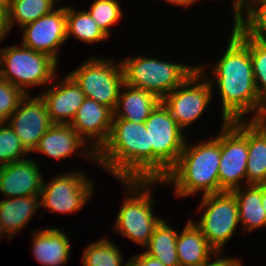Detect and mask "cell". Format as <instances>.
Masks as SVG:
<instances>
[{
  "instance_id": "obj_1",
  "label": "cell",
  "mask_w": 266,
  "mask_h": 266,
  "mask_svg": "<svg viewBox=\"0 0 266 266\" xmlns=\"http://www.w3.org/2000/svg\"><path fill=\"white\" fill-rule=\"evenodd\" d=\"M212 71L222 99V121L244 120L252 111L256 114L253 120H261L266 104L255 85L250 37L233 27L228 47Z\"/></svg>"
},
{
  "instance_id": "obj_2",
  "label": "cell",
  "mask_w": 266,
  "mask_h": 266,
  "mask_svg": "<svg viewBox=\"0 0 266 266\" xmlns=\"http://www.w3.org/2000/svg\"><path fill=\"white\" fill-rule=\"evenodd\" d=\"M96 162L118 180H149V138L145 122L113 119Z\"/></svg>"
},
{
  "instance_id": "obj_3",
  "label": "cell",
  "mask_w": 266,
  "mask_h": 266,
  "mask_svg": "<svg viewBox=\"0 0 266 266\" xmlns=\"http://www.w3.org/2000/svg\"><path fill=\"white\" fill-rule=\"evenodd\" d=\"M220 133L191 147L185 141L176 165L162 179L175 185V194L186 197L203 191V196L219 193Z\"/></svg>"
},
{
  "instance_id": "obj_4",
  "label": "cell",
  "mask_w": 266,
  "mask_h": 266,
  "mask_svg": "<svg viewBox=\"0 0 266 266\" xmlns=\"http://www.w3.org/2000/svg\"><path fill=\"white\" fill-rule=\"evenodd\" d=\"M145 125L149 138V180H162L178 162L186 138L162 102Z\"/></svg>"
},
{
  "instance_id": "obj_5",
  "label": "cell",
  "mask_w": 266,
  "mask_h": 266,
  "mask_svg": "<svg viewBox=\"0 0 266 266\" xmlns=\"http://www.w3.org/2000/svg\"><path fill=\"white\" fill-rule=\"evenodd\" d=\"M124 82L132 87L149 91L160 99L181 85L198 66H188L138 56L121 62Z\"/></svg>"
},
{
  "instance_id": "obj_6",
  "label": "cell",
  "mask_w": 266,
  "mask_h": 266,
  "mask_svg": "<svg viewBox=\"0 0 266 266\" xmlns=\"http://www.w3.org/2000/svg\"><path fill=\"white\" fill-rule=\"evenodd\" d=\"M121 181L128 187L131 195L125 198L116 219L115 229L135 243L145 247L156 226L162 220L153 214L151 205L156 202L150 198L149 188L152 184H162L164 181L136 179Z\"/></svg>"
},
{
  "instance_id": "obj_7",
  "label": "cell",
  "mask_w": 266,
  "mask_h": 266,
  "mask_svg": "<svg viewBox=\"0 0 266 266\" xmlns=\"http://www.w3.org/2000/svg\"><path fill=\"white\" fill-rule=\"evenodd\" d=\"M57 62L49 55L22 45L0 50V78L9 81L25 95L27 87L48 84L54 79Z\"/></svg>"
},
{
  "instance_id": "obj_8",
  "label": "cell",
  "mask_w": 266,
  "mask_h": 266,
  "mask_svg": "<svg viewBox=\"0 0 266 266\" xmlns=\"http://www.w3.org/2000/svg\"><path fill=\"white\" fill-rule=\"evenodd\" d=\"M68 74L87 98L115 110L121 87L125 83L121 62L116 65L113 60L93 57Z\"/></svg>"
},
{
  "instance_id": "obj_9",
  "label": "cell",
  "mask_w": 266,
  "mask_h": 266,
  "mask_svg": "<svg viewBox=\"0 0 266 266\" xmlns=\"http://www.w3.org/2000/svg\"><path fill=\"white\" fill-rule=\"evenodd\" d=\"M220 132L219 192L241 187L246 179L248 160V122H222Z\"/></svg>"
},
{
  "instance_id": "obj_10",
  "label": "cell",
  "mask_w": 266,
  "mask_h": 266,
  "mask_svg": "<svg viewBox=\"0 0 266 266\" xmlns=\"http://www.w3.org/2000/svg\"><path fill=\"white\" fill-rule=\"evenodd\" d=\"M204 209L199 222L194 224L208 243L221 251L240 223L236 196L232 191L204 195L199 210Z\"/></svg>"
},
{
  "instance_id": "obj_11",
  "label": "cell",
  "mask_w": 266,
  "mask_h": 266,
  "mask_svg": "<svg viewBox=\"0 0 266 266\" xmlns=\"http://www.w3.org/2000/svg\"><path fill=\"white\" fill-rule=\"evenodd\" d=\"M202 69L203 66H198V69L181 85L161 99L182 130L200 118L214 94L213 80L210 78L204 80L207 75L203 74Z\"/></svg>"
},
{
  "instance_id": "obj_12",
  "label": "cell",
  "mask_w": 266,
  "mask_h": 266,
  "mask_svg": "<svg viewBox=\"0 0 266 266\" xmlns=\"http://www.w3.org/2000/svg\"><path fill=\"white\" fill-rule=\"evenodd\" d=\"M85 177L79 172H69L63 175L60 173L48 184L43 181L40 193L41 206L63 214L81 210L94 190V184Z\"/></svg>"
},
{
  "instance_id": "obj_13",
  "label": "cell",
  "mask_w": 266,
  "mask_h": 266,
  "mask_svg": "<svg viewBox=\"0 0 266 266\" xmlns=\"http://www.w3.org/2000/svg\"><path fill=\"white\" fill-rule=\"evenodd\" d=\"M21 29H23L21 45L49 55L58 62V47L67 40L66 6L53 9Z\"/></svg>"
},
{
  "instance_id": "obj_14",
  "label": "cell",
  "mask_w": 266,
  "mask_h": 266,
  "mask_svg": "<svg viewBox=\"0 0 266 266\" xmlns=\"http://www.w3.org/2000/svg\"><path fill=\"white\" fill-rule=\"evenodd\" d=\"M113 117L114 111L111 108L93 99L87 97L84 99L70 123V126L84 141L88 139L93 143L91 149H87L86 152L83 150L80 152L81 155H87L91 160L96 161V153L109 137Z\"/></svg>"
},
{
  "instance_id": "obj_15",
  "label": "cell",
  "mask_w": 266,
  "mask_h": 266,
  "mask_svg": "<svg viewBox=\"0 0 266 266\" xmlns=\"http://www.w3.org/2000/svg\"><path fill=\"white\" fill-rule=\"evenodd\" d=\"M29 96L26 95L19 102L17 109L8 118V125L18 136L24 148L32 152L40 138L54 123L41 97L29 98Z\"/></svg>"
},
{
  "instance_id": "obj_16",
  "label": "cell",
  "mask_w": 266,
  "mask_h": 266,
  "mask_svg": "<svg viewBox=\"0 0 266 266\" xmlns=\"http://www.w3.org/2000/svg\"><path fill=\"white\" fill-rule=\"evenodd\" d=\"M38 166L29 158L0 166V193L9 198L40 195L43 177Z\"/></svg>"
},
{
  "instance_id": "obj_17",
  "label": "cell",
  "mask_w": 266,
  "mask_h": 266,
  "mask_svg": "<svg viewBox=\"0 0 266 266\" xmlns=\"http://www.w3.org/2000/svg\"><path fill=\"white\" fill-rule=\"evenodd\" d=\"M53 123L70 124L86 98L76 81L69 75L40 95Z\"/></svg>"
},
{
  "instance_id": "obj_18",
  "label": "cell",
  "mask_w": 266,
  "mask_h": 266,
  "mask_svg": "<svg viewBox=\"0 0 266 266\" xmlns=\"http://www.w3.org/2000/svg\"><path fill=\"white\" fill-rule=\"evenodd\" d=\"M122 88L125 91L120 90L113 119H126L135 123L145 122L161 102L158 96L149 91L129 86L126 83Z\"/></svg>"
},
{
  "instance_id": "obj_19",
  "label": "cell",
  "mask_w": 266,
  "mask_h": 266,
  "mask_svg": "<svg viewBox=\"0 0 266 266\" xmlns=\"http://www.w3.org/2000/svg\"><path fill=\"white\" fill-rule=\"evenodd\" d=\"M33 254L37 261L46 266H62L69 260V238L58 228H46L34 232Z\"/></svg>"
},
{
  "instance_id": "obj_20",
  "label": "cell",
  "mask_w": 266,
  "mask_h": 266,
  "mask_svg": "<svg viewBox=\"0 0 266 266\" xmlns=\"http://www.w3.org/2000/svg\"><path fill=\"white\" fill-rule=\"evenodd\" d=\"M176 250L180 266H201L209 260L210 254L219 257L221 253L208 243L201 230L191 220L182 233L177 235Z\"/></svg>"
},
{
  "instance_id": "obj_21",
  "label": "cell",
  "mask_w": 266,
  "mask_h": 266,
  "mask_svg": "<svg viewBox=\"0 0 266 266\" xmlns=\"http://www.w3.org/2000/svg\"><path fill=\"white\" fill-rule=\"evenodd\" d=\"M41 207L40 195L7 198L0 201V232L11 238ZM5 233V234H4Z\"/></svg>"
},
{
  "instance_id": "obj_22",
  "label": "cell",
  "mask_w": 266,
  "mask_h": 266,
  "mask_svg": "<svg viewBox=\"0 0 266 266\" xmlns=\"http://www.w3.org/2000/svg\"><path fill=\"white\" fill-rule=\"evenodd\" d=\"M246 184H266V124L262 120L248 122V160Z\"/></svg>"
},
{
  "instance_id": "obj_23",
  "label": "cell",
  "mask_w": 266,
  "mask_h": 266,
  "mask_svg": "<svg viewBox=\"0 0 266 266\" xmlns=\"http://www.w3.org/2000/svg\"><path fill=\"white\" fill-rule=\"evenodd\" d=\"M84 141L70 124L54 123L40 138L33 151L44 153L54 159L67 158L83 146Z\"/></svg>"
},
{
  "instance_id": "obj_24",
  "label": "cell",
  "mask_w": 266,
  "mask_h": 266,
  "mask_svg": "<svg viewBox=\"0 0 266 266\" xmlns=\"http://www.w3.org/2000/svg\"><path fill=\"white\" fill-rule=\"evenodd\" d=\"M241 187L232 190L238 204L239 222L246 231L266 226V211L262 207V184H247L246 191Z\"/></svg>"
},
{
  "instance_id": "obj_25",
  "label": "cell",
  "mask_w": 266,
  "mask_h": 266,
  "mask_svg": "<svg viewBox=\"0 0 266 266\" xmlns=\"http://www.w3.org/2000/svg\"><path fill=\"white\" fill-rule=\"evenodd\" d=\"M57 0H6V25L7 31L18 23L24 25L34 22L40 17L50 13ZM60 0L57 2L59 3ZM16 21V22H15Z\"/></svg>"
},
{
  "instance_id": "obj_26",
  "label": "cell",
  "mask_w": 266,
  "mask_h": 266,
  "mask_svg": "<svg viewBox=\"0 0 266 266\" xmlns=\"http://www.w3.org/2000/svg\"><path fill=\"white\" fill-rule=\"evenodd\" d=\"M162 219L156 226L145 252L149 256L160 260L165 266H180L177 257V231Z\"/></svg>"
},
{
  "instance_id": "obj_27",
  "label": "cell",
  "mask_w": 266,
  "mask_h": 266,
  "mask_svg": "<svg viewBox=\"0 0 266 266\" xmlns=\"http://www.w3.org/2000/svg\"><path fill=\"white\" fill-rule=\"evenodd\" d=\"M66 19L67 39L72 35L83 42L92 44L108 38L86 10L78 12L74 8L67 6Z\"/></svg>"
},
{
  "instance_id": "obj_28",
  "label": "cell",
  "mask_w": 266,
  "mask_h": 266,
  "mask_svg": "<svg viewBox=\"0 0 266 266\" xmlns=\"http://www.w3.org/2000/svg\"><path fill=\"white\" fill-rule=\"evenodd\" d=\"M102 238L86 248L82 257L83 266H123L119 247Z\"/></svg>"
},
{
  "instance_id": "obj_29",
  "label": "cell",
  "mask_w": 266,
  "mask_h": 266,
  "mask_svg": "<svg viewBox=\"0 0 266 266\" xmlns=\"http://www.w3.org/2000/svg\"><path fill=\"white\" fill-rule=\"evenodd\" d=\"M245 16L241 17L233 27L242 36L266 39V2L256 3Z\"/></svg>"
},
{
  "instance_id": "obj_30",
  "label": "cell",
  "mask_w": 266,
  "mask_h": 266,
  "mask_svg": "<svg viewBox=\"0 0 266 266\" xmlns=\"http://www.w3.org/2000/svg\"><path fill=\"white\" fill-rule=\"evenodd\" d=\"M250 57L258 96L266 104V39L250 37Z\"/></svg>"
},
{
  "instance_id": "obj_31",
  "label": "cell",
  "mask_w": 266,
  "mask_h": 266,
  "mask_svg": "<svg viewBox=\"0 0 266 266\" xmlns=\"http://www.w3.org/2000/svg\"><path fill=\"white\" fill-rule=\"evenodd\" d=\"M86 11L108 38L110 27L123 16L119 0H95L90 10Z\"/></svg>"
},
{
  "instance_id": "obj_32",
  "label": "cell",
  "mask_w": 266,
  "mask_h": 266,
  "mask_svg": "<svg viewBox=\"0 0 266 266\" xmlns=\"http://www.w3.org/2000/svg\"><path fill=\"white\" fill-rule=\"evenodd\" d=\"M28 151L21 144L12 128L5 124L0 126V166L8 165L24 158ZM23 155V156H22ZM22 156V157H21Z\"/></svg>"
},
{
  "instance_id": "obj_33",
  "label": "cell",
  "mask_w": 266,
  "mask_h": 266,
  "mask_svg": "<svg viewBox=\"0 0 266 266\" xmlns=\"http://www.w3.org/2000/svg\"><path fill=\"white\" fill-rule=\"evenodd\" d=\"M26 95L9 81L0 78V111L9 118Z\"/></svg>"
},
{
  "instance_id": "obj_34",
  "label": "cell",
  "mask_w": 266,
  "mask_h": 266,
  "mask_svg": "<svg viewBox=\"0 0 266 266\" xmlns=\"http://www.w3.org/2000/svg\"><path fill=\"white\" fill-rule=\"evenodd\" d=\"M259 2H266V0H239L233 4L234 9V24L246 13L253 5Z\"/></svg>"
},
{
  "instance_id": "obj_35",
  "label": "cell",
  "mask_w": 266,
  "mask_h": 266,
  "mask_svg": "<svg viewBox=\"0 0 266 266\" xmlns=\"http://www.w3.org/2000/svg\"><path fill=\"white\" fill-rule=\"evenodd\" d=\"M138 266H165L160 260H157L145 252L135 255L131 258Z\"/></svg>"
},
{
  "instance_id": "obj_36",
  "label": "cell",
  "mask_w": 266,
  "mask_h": 266,
  "mask_svg": "<svg viewBox=\"0 0 266 266\" xmlns=\"http://www.w3.org/2000/svg\"><path fill=\"white\" fill-rule=\"evenodd\" d=\"M201 266H242L240 260L235 258L222 257L217 258L214 262L205 261Z\"/></svg>"
},
{
  "instance_id": "obj_37",
  "label": "cell",
  "mask_w": 266,
  "mask_h": 266,
  "mask_svg": "<svg viewBox=\"0 0 266 266\" xmlns=\"http://www.w3.org/2000/svg\"><path fill=\"white\" fill-rule=\"evenodd\" d=\"M8 33L6 25V0H0V41Z\"/></svg>"
},
{
  "instance_id": "obj_38",
  "label": "cell",
  "mask_w": 266,
  "mask_h": 266,
  "mask_svg": "<svg viewBox=\"0 0 266 266\" xmlns=\"http://www.w3.org/2000/svg\"><path fill=\"white\" fill-rule=\"evenodd\" d=\"M165 1H168L172 4H176L177 6L180 5V6H190L191 4L195 3V1H198V0H165Z\"/></svg>"
},
{
  "instance_id": "obj_39",
  "label": "cell",
  "mask_w": 266,
  "mask_h": 266,
  "mask_svg": "<svg viewBox=\"0 0 266 266\" xmlns=\"http://www.w3.org/2000/svg\"><path fill=\"white\" fill-rule=\"evenodd\" d=\"M262 207L266 211V184H262Z\"/></svg>"
},
{
  "instance_id": "obj_40",
  "label": "cell",
  "mask_w": 266,
  "mask_h": 266,
  "mask_svg": "<svg viewBox=\"0 0 266 266\" xmlns=\"http://www.w3.org/2000/svg\"><path fill=\"white\" fill-rule=\"evenodd\" d=\"M8 123V118L0 111V126Z\"/></svg>"
},
{
  "instance_id": "obj_41",
  "label": "cell",
  "mask_w": 266,
  "mask_h": 266,
  "mask_svg": "<svg viewBox=\"0 0 266 266\" xmlns=\"http://www.w3.org/2000/svg\"><path fill=\"white\" fill-rule=\"evenodd\" d=\"M124 266H138L132 259L128 260Z\"/></svg>"
},
{
  "instance_id": "obj_42",
  "label": "cell",
  "mask_w": 266,
  "mask_h": 266,
  "mask_svg": "<svg viewBox=\"0 0 266 266\" xmlns=\"http://www.w3.org/2000/svg\"><path fill=\"white\" fill-rule=\"evenodd\" d=\"M261 120L266 124V106H265V111H264V114H263Z\"/></svg>"
}]
</instances>
